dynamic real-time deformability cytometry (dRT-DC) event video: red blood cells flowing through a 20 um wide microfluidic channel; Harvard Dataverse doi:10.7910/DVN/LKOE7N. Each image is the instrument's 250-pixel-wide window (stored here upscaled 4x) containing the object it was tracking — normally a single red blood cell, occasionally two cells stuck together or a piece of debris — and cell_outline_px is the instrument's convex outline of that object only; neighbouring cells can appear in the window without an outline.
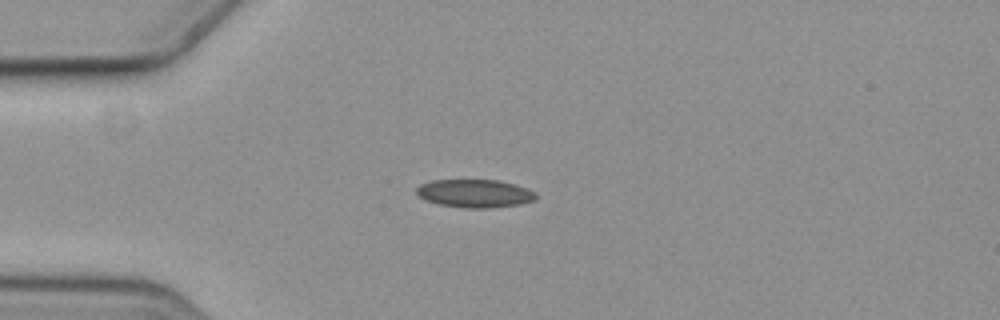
{"species": "common noctule bat (a hibernating species)", "species_latin": "Nyctalus noctula", "temperature_condition": "cold", "stored_images_in_passage": 11, "camera_frame_rate_fps": 3000, "um_per_image_px": 0.085, "animal": {"sex": "female", "body_mass_g": 19.3, "forearm_length_mm": 54.1}, "frame": {"image": 1, "passage_image": 1, "time_ms": 0.0, "image_size_px": [1000, 320], "cell_outline_px": [[536, 200], [520, 204], [488, 208], [464, 208], [440, 204], [424, 200], [416, 192], [416, 188], [420, 184], [432, 180], [500, 180], [536, 192]], "centroid_in_image_um": [40.34, 16.44], "position_along_channel_um": 44.7, "area_um2": 19.48}}
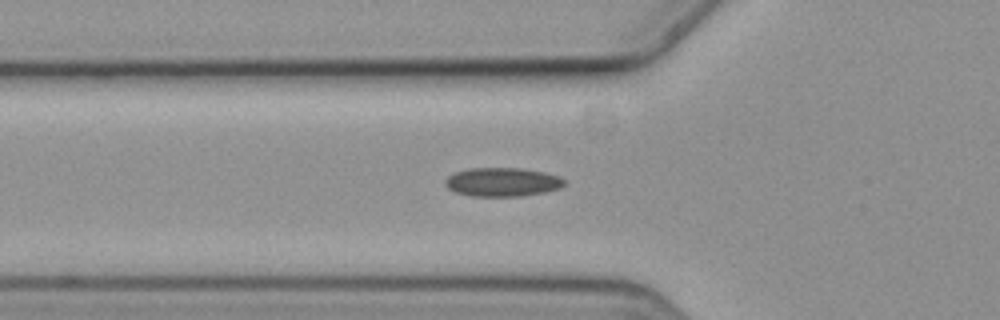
{"frame": {"image": 2, "passage_image": 6, "time_ms": 1.667, "image_size_px": [1000, 320], "cell_outline_px": [[564, 184], [560, 188], [544, 192], [520, 196], [472, 196], [456, 192], [448, 188], [444, 184], [444, 180], [448, 176], [456, 172], [468, 168], [520, 168], [544, 172], [560, 176], [564, 180]], "centroid_in_image_um": [42.69, 15.47], "position_along_channel_um": 83.1, "area_um2": 19.94}}
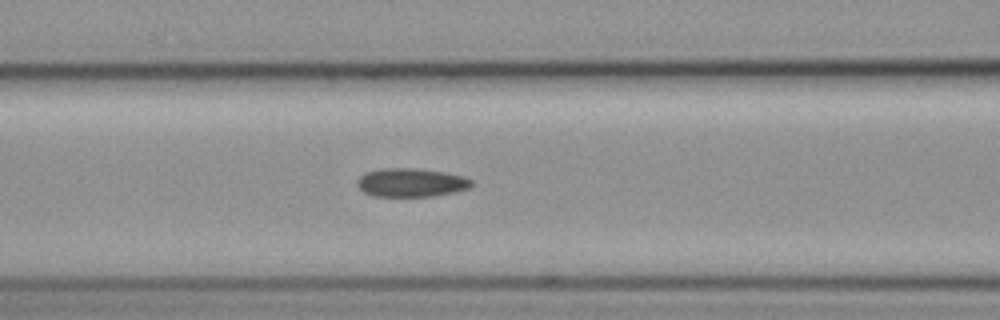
{"frame": {"image": 3, "passage_image": 10, "time_ms": 3.0, "image_size_px": [1000, 320], "cell_outline_px": [[472, 188], [432, 196], [372, 196], [364, 192], [356, 184], [356, 180], [364, 172], [380, 168], [412, 168], [444, 172], [464, 176], [472, 180]], "centroid_in_image_um": [34.92, 15.51], "position_along_channel_um": 131.7, "area_um2": 19.13}}